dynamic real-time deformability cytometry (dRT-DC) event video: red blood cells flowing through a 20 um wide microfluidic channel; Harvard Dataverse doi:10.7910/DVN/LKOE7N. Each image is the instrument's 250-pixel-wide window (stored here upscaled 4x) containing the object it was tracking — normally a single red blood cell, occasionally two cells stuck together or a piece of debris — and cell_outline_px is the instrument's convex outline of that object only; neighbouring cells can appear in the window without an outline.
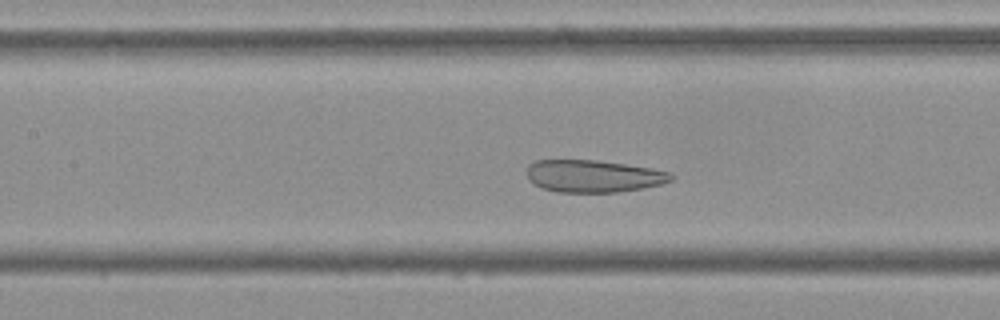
{"species": "Egyptian fruit bat (a non-hibernating species)", "species_latin": "Rousettus aegyptiacus", "temperature_condition": "cold", "stored_images_in_passage": 51, "camera_frame_rate_fps": 3000, "um_per_image_px": 0.085, "frame": {"image": 1, "passage_image": 21, "time_ms": 6.667, "image_size_px": [1000, 320], "cell_outline_px": [[676, 176], [672, 180], [660, 184], [640, 188], [616, 192], [556, 192], [544, 188], [528, 180], [528, 164], [536, 160], [596, 160], [652, 168], [668, 172]], "centroid_in_image_um": [50.43, 14.96], "position_along_channel_um": 157.0, "area_um2": 26.93}}
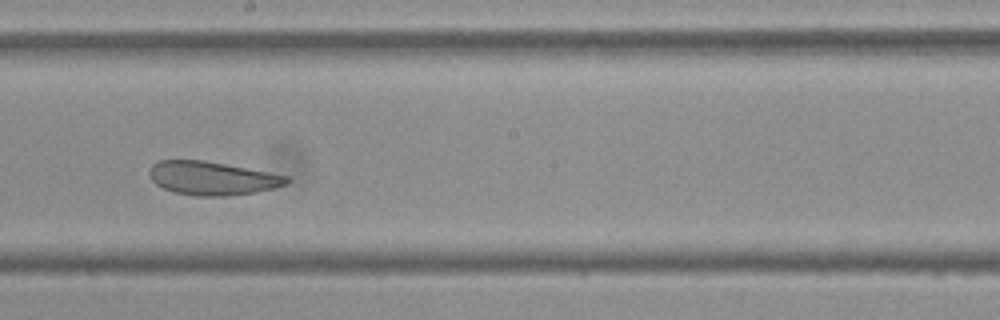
{"frame": {"image": 2, "passage_image": 27, "time_ms": 8.667, "image_size_px": [1000, 320], "cell_outline_px": [[292, 180], [288, 184], [256, 192], [224, 196], [196, 196], [176, 192], [164, 188], [156, 184], [152, 180], [148, 172], [152, 164], [160, 160], [204, 160], [268, 172], [288, 176]], "centroid_in_image_um": [18.04, 15.14], "position_along_channel_um": 230.2, "area_um2": 26.7}}
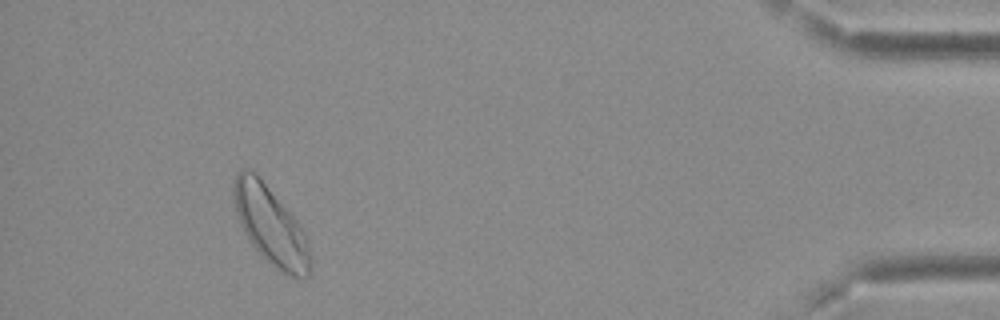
{"frame": {"image": 3, "passage_image": 47, "time_ms": 15.333, "image_size_px": [1000, 320], "cell_outline_px": [[312, 264], [308, 276], [292, 276], [280, 272], [256, 252], [248, 240], [240, 224], [232, 196], [232, 180], [236, 172], [240, 168], [244, 168], [256, 172], [296, 220], [308, 244], [312, 256]], "centroid_in_image_um": [22.95, 19.15], "position_along_channel_um": 412.2, "area_um2": 35.08}}